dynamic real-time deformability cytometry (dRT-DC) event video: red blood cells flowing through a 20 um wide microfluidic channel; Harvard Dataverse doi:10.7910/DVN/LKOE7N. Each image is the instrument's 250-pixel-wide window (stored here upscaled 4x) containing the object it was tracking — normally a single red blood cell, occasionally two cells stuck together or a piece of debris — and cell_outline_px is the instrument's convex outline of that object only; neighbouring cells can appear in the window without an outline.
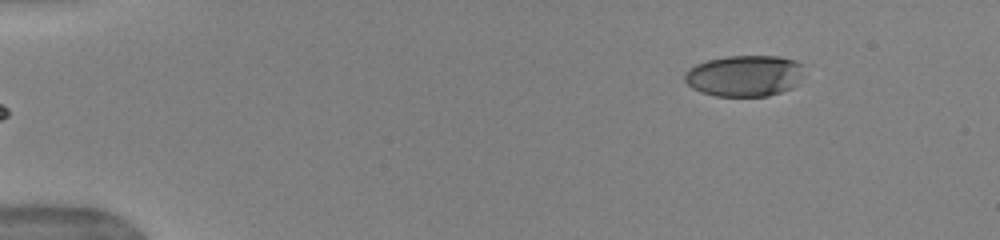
{"species": "human", "species_latin": "Homo sapiens", "temperature_condition": "warm", "stored_images_in_passage": 46, "camera_frame_rate_fps": 3000, "um_per_image_px": 0.085, "donor": {"sex": "female"}, "frame": {"image": 1, "passage_image": 1, "time_ms": 0.0, "image_size_px": [1000, 240], "cell_outline_px": [[804, 64], [796, 84], [792, 88], [768, 96], [716, 96], [700, 92], [692, 88], [684, 80], [684, 72], [688, 68], [696, 64], [708, 60], [728, 56], [780, 56], [796, 60]], "centroid_in_image_um": [63.25, 6.44], "position_along_channel_um": 21.7, "area_um2": 28.78}}
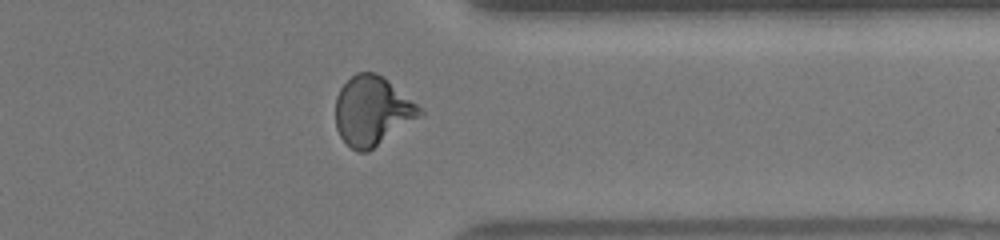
{"frame": {"image": 2, "passage_image": 36, "time_ms": 11.667, "image_size_px": [1000, 240], "cell_outline_px": [[424, 112], [420, 116], [368, 152], [356, 152], [340, 136], [336, 128], [336, 96], [340, 88], [356, 72], [376, 72], [384, 76], [416, 104]], "centroid_in_image_um": [31.62, 9.42], "position_along_channel_um": 379.8, "area_um2": 33.64}}
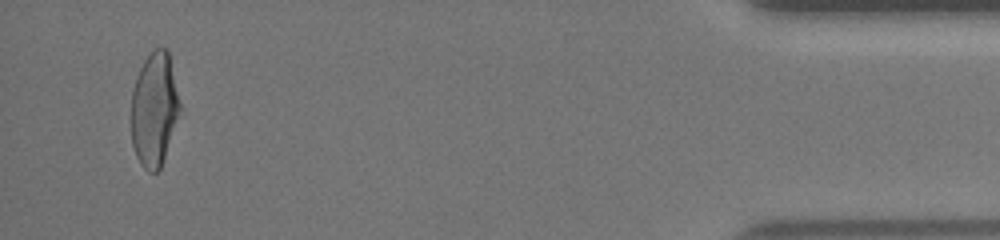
{"frame": {"image": 3, "passage_image": 44, "time_ms": 14.333, "image_size_px": [1000, 240], "cell_outline_px": [[180, 108], [160, 168], [156, 172], [148, 172], [140, 164], [136, 156], [132, 144], [132, 88], [136, 76], [144, 60], [152, 48], [168, 48], [180, 100]], "centroid_in_image_um": [13.1, 9.23], "position_along_channel_um": 422.1, "area_um2": 32.08}, "authors_computed_cell_mechanics": {"area_um2": 32.7148, "velocity_mm_per_s": 3.9767, "shape_relaxation_time_tau1_ms": 6.163, "shape_relaxation_time_tau2_ms": 0.8476, "deformation_change_tau1": 0.2233, "deformation_change_tau2": 0.0659}}